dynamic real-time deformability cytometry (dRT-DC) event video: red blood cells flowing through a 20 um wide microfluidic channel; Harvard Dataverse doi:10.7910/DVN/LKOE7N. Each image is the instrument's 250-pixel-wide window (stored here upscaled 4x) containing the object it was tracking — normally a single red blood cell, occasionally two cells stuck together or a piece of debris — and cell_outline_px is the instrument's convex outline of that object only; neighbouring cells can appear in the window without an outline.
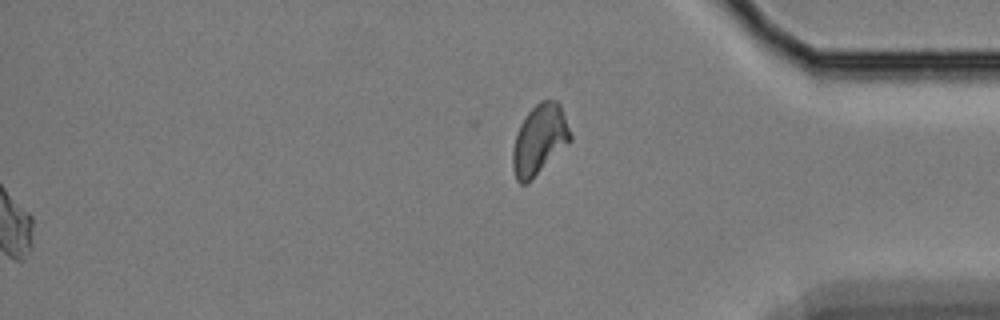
{"species": "Egyptian fruit bat (a non-hibernating species)", "species_latin": "Rousettus aegyptiacus", "temperature_condition": "cold", "stored_images_in_passage": 61, "segment_of_instrument_passage": [2, 2], "camera_frame_rate_fps": 3000, "um_per_image_px": 0.085, "animal": {"sex": "female"}, "frame": {"image": 1, "passage_image": 61, "time_ms": 20.0, "image_size_px": [1000, 320], "cell_outline_px": [[572, 140], [532, 180], [524, 184], [520, 184], [516, 180], [512, 168], [512, 148], [520, 124], [524, 116], [540, 100], [556, 100], [560, 104], [572, 136]], "centroid_in_image_um": [45.84, 11.89], "position_along_channel_um": 389.4, "area_um2": 23.64}}